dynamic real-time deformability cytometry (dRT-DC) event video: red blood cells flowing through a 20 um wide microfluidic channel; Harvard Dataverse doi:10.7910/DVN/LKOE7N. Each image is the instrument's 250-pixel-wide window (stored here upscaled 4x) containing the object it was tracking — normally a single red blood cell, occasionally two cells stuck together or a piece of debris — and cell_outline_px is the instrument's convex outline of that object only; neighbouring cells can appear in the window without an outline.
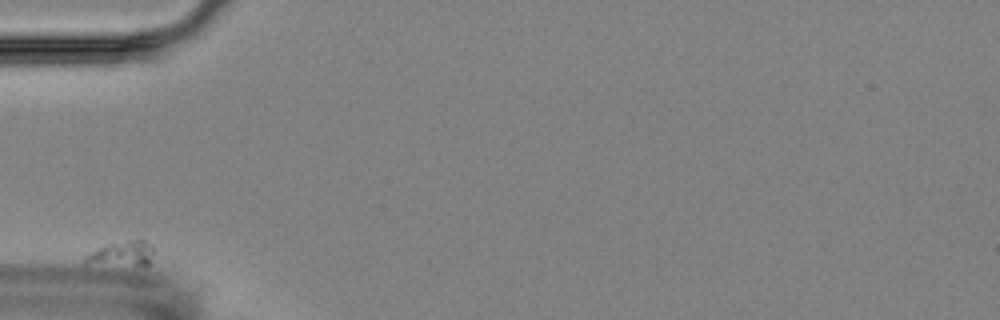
{"species": "Egyptian fruit bat (a non-hibernating species)", "species_latin": "Rousettus aegyptiacus", "temperature_condition": "room temperature", "stored_images_in_passage": 5, "camera_frame_rate_fps": 3000, "um_per_image_px": 0.085, "animal": {"sex": "female"}, "frame": {"image": 1, "passage_image": 1, "time_ms": 0.0, "image_size_px": [1000, 320], "cell_outline_px": [[152, 252], [148, 264], [144, 268], [84, 264], [84, 256], [108, 244], [128, 240], [144, 240], [152, 248]], "centroid_in_image_um": [10.34, 21.65], "position_along_channel_um": 74.7, "area_um2": 10.29}}